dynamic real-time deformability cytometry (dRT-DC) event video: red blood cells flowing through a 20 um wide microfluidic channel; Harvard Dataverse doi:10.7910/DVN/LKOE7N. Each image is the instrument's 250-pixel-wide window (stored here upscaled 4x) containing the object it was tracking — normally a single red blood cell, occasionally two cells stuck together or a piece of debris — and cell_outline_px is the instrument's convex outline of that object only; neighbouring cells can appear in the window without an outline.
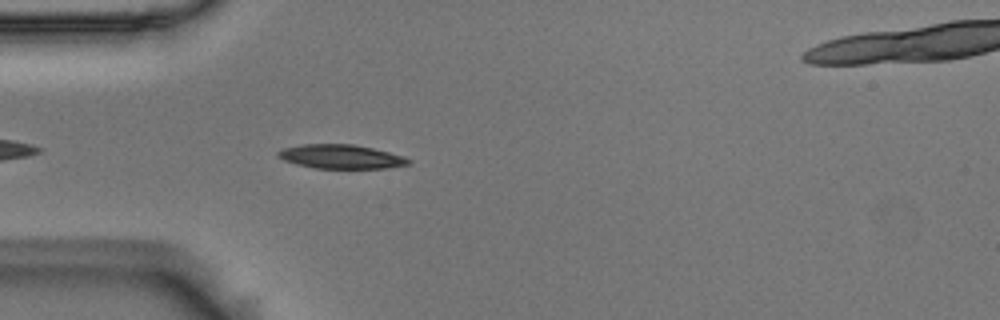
{"species": "Egyptian fruit bat (a non-hibernating species)", "species_latin": "Rousettus aegyptiacus", "temperature_condition": "room temperature", "stored_images_in_passage": 11, "camera_frame_rate_fps": 3000, "um_per_image_px": 0.085, "animal": {"sex": "male"}, "frame": {"image": 1, "passage_image": 4, "time_ms": 1.0, "image_size_px": [1000, 320], "cell_outline_px": [[412, 164], [388, 168], [316, 168], [296, 164], [284, 160], [276, 156], [276, 152], [284, 148], [304, 144], [352, 144], [372, 148], [404, 156], [412, 160]], "centroid_in_image_um": [29.01, 13.32], "position_along_channel_um": 56.0, "area_um2": 18.26}}
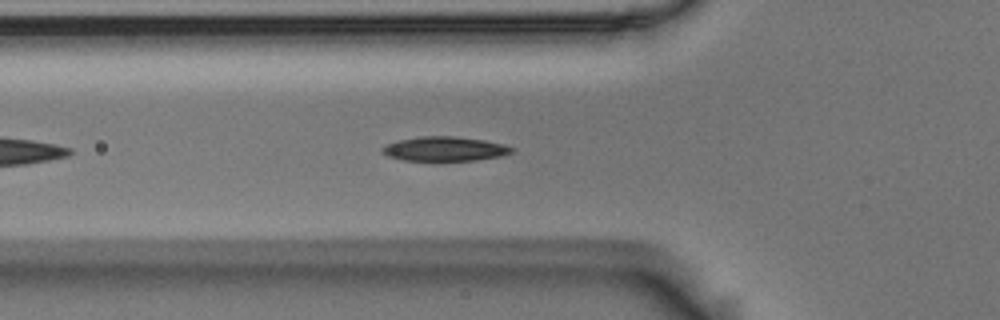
{"frame": {"image": 2, "passage_image": 7, "time_ms": 2.0, "image_size_px": [1000, 320], "cell_outline_px": [[516, 148], [512, 152], [500, 156], [476, 160], [404, 160], [388, 156], [380, 152], [380, 148], [384, 144], [400, 140], [420, 136], [456, 136], [484, 140]], "centroid_in_image_um": [37.75, 12.64], "position_along_channel_um": 88.1, "area_um2": 18.32}}
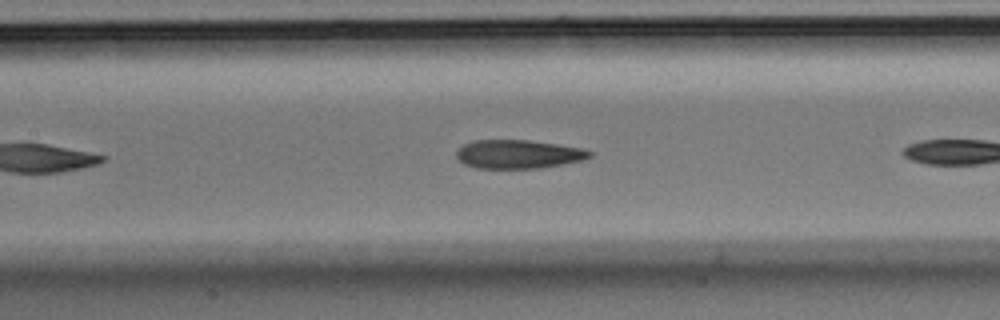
{"frame": {"image": 3, "passage_image": 10, "time_ms": 3.0, "image_size_px": [1000, 320], "cell_outline_px": [[592, 156], [580, 160], [564, 164], [540, 168], [476, 168], [464, 164], [456, 156], [456, 152], [464, 144], [472, 140], [528, 140], [556, 144], [580, 148], [592, 152]], "centroid_in_image_um": [44.03, 13.1], "position_along_channel_um": 163.4, "area_um2": 22.08}}